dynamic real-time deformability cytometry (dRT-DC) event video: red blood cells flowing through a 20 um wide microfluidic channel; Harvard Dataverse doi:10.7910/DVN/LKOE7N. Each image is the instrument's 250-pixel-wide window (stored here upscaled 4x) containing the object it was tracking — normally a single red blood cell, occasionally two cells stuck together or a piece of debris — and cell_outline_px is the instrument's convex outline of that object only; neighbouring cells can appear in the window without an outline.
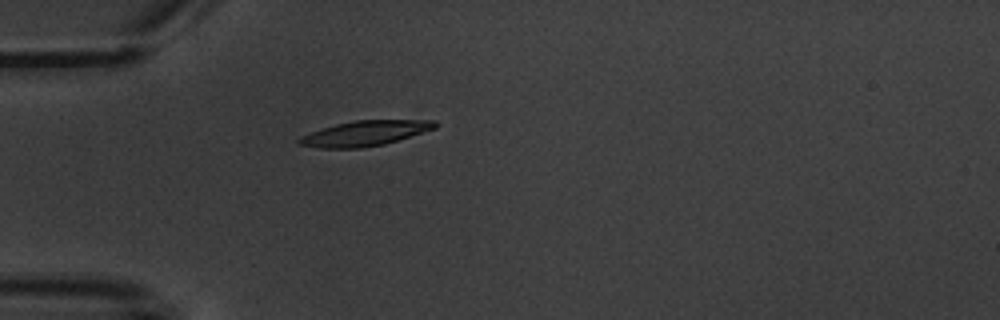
{"species": "common noctule bat (a hibernating species)", "species_latin": "Nyctalus noctula", "temperature_condition": "warm", "stored_images_in_passage": 2, "camera_frame_rate_fps": 3000, "um_per_image_px": 0.085, "animal": {"sex": "male", "body_mass_g": 20.1, "forearm_length_mm": 53.5}, "frame": {"image": 1, "passage_image": 2, "time_ms": 2.0, "image_size_px": [1000, 320], "cell_outline_px": [[440, 124], [436, 128], [384, 144], [360, 148], [320, 148], [296, 144], [296, 140], [300, 136], [336, 124], [356, 120], [436, 120]], "centroid_in_image_um": [31.02, 11.33], "position_along_channel_um": 54.0, "area_um2": 19.83}}